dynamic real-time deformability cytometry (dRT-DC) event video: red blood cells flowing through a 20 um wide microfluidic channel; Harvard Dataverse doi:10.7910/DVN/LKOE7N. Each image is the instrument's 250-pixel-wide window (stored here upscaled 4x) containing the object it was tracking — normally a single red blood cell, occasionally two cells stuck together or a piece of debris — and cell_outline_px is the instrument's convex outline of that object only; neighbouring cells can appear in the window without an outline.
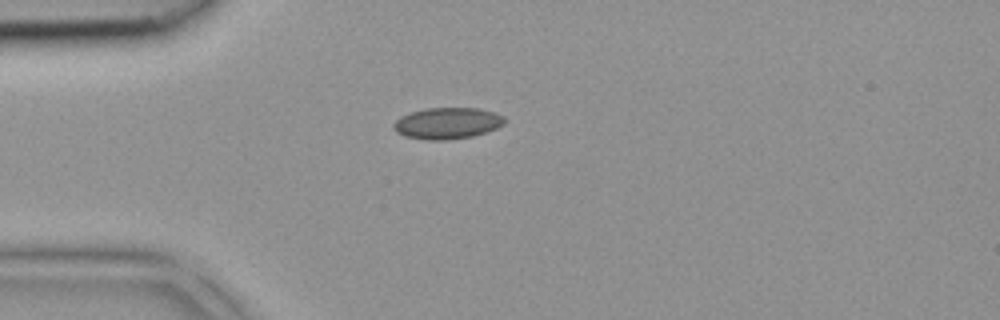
{"species": "common noctule bat (a hibernating species)", "species_latin": "Nyctalus noctula", "temperature_condition": "room temperature", "stored_images_in_passage": 31, "camera_frame_rate_fps": 3000, "um_per_image_px": 0.085, "animal": {"sex": "female", "body_mass_g": 18.4}, "frame": {"image": 1, "passage_image": 1, "time_ms": 0.0, "image_size_px": [1000, 320], "cell_outline_px": [[504, 124], [496, 128], [472, 136], [444, 140], [428, 140], [404, 136], [396, 132], [392, 128], [392, 124], [400, 116], [408, 112], [424, 108], [480, 108], [496, 112], [504, 116]], "centroid_in_image_um": [37.98, 10.46], "position_along_channel_um": 47.0, "area_um2": 20.46}}
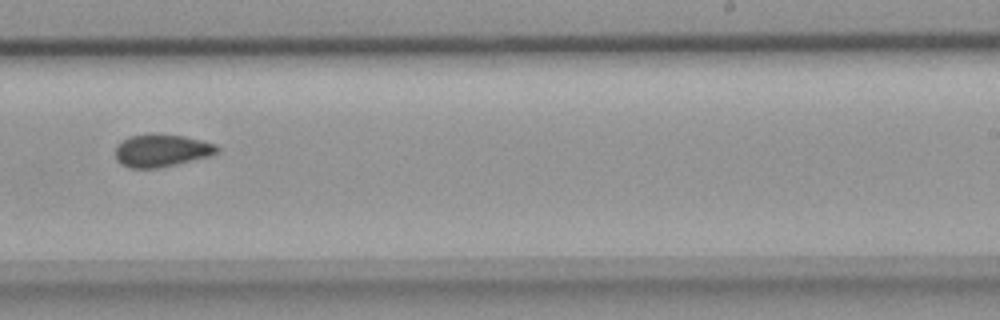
{"frame": {"image": 2, "passage_image": 16, "time_ms": 5.0, "image_size_px": [1000, 320], "cell_outline_px": [[220, 148], [212, 156], [176, 164], [156, 168], [128, 168], [120, 164], [116, 160], [116, 144], [128, 136], [152, 132], [156, 132], [184, 136], [216, 144]], "centroid_in_image_um": [13.7, 12.77], "position_along_channel_um": 275.3, "area_um2": 19.77}}
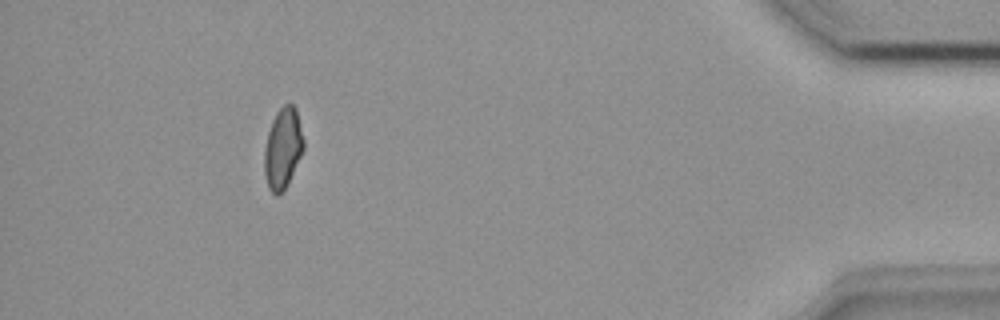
{"frame": {"image": 3, "passage_image": 28, "time_ms": 9.0, "image_size_px": [1000, 320], "cell_outline_px": [[304, 148], [288, 184], [284, 192], [276, 196], [268, 188], [264, 172], [264, 148], [268, 132], [272, 120], [276, 112], [284, 104], [292, 104], [296, 108], [304, 140]], "centroid_in_image_um": [24.03, 12.63], "position_along_channel_um": 411.2, "area_um2": 18.61}}